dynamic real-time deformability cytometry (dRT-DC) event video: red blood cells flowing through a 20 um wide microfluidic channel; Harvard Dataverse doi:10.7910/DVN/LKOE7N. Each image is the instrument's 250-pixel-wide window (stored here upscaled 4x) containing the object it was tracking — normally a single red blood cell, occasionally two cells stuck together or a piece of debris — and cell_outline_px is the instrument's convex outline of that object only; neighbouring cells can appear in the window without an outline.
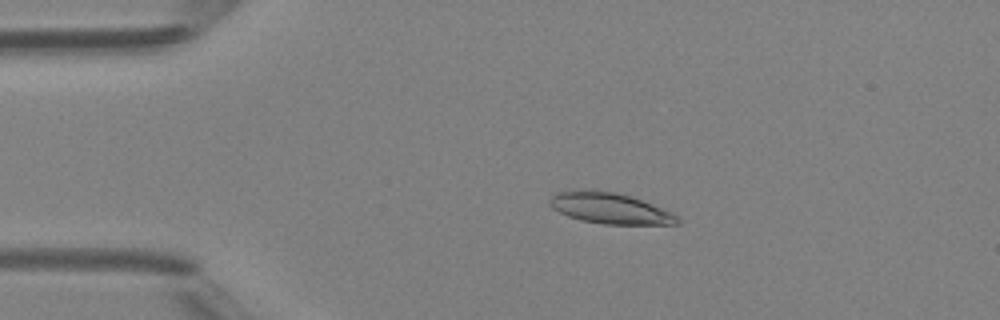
{"species": "Egyptian fruit bat (a non-hibernating species)", "species_latin": "Rousettus aegyptiacus", "temperature_condition": "room temperature", "stored_images_in_passage": 3, "camera_frame_rate_fps": 3000, "um_per_image_px": 0.085, "animal": {"sex": "female"}, "frame": {"image": 1, "passage_image": 2, "time_ms": 1.333, "image_size_px": [1000, 320], "cell_outline_px": [[680, 224], [604, 224], [580, 220], [568, 216], [552, 208], [548, 204], [548, 200], [556, 192], [616, 192], [640, 200], [672, 212], [680, 220]], "centroid_in_image_um": [51.85, 17.74], "position_along_channel_um": 33.1, "area_um2": 22.2}}